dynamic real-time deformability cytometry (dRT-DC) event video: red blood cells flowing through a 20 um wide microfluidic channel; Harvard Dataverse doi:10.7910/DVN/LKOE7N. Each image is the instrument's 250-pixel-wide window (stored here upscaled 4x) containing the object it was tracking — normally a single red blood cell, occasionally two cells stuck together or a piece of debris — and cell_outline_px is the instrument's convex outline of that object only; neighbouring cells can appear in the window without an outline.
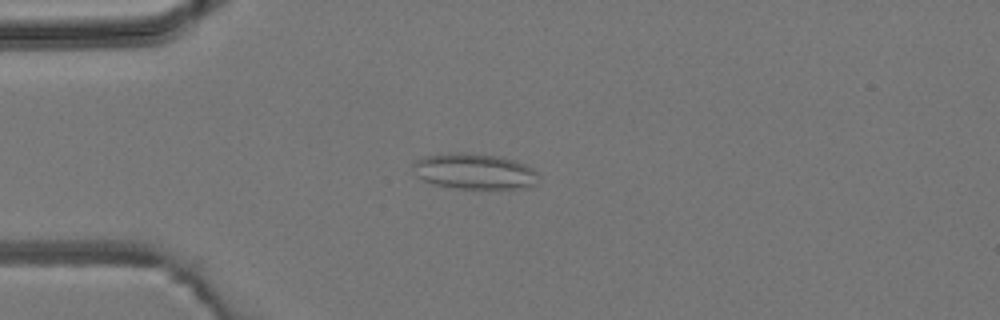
{"species": "common noctule bat (a hibernating species)", "species_latin": "Nyctalus noctula", "temperature_condition": "room temperature", "stored_images_in_passage": 5, "camera_frame_rate_fps": 3000, "um_per_image_px": 0.085, "animal": {"sex": "male", "body_mass_g": 19.2, "forearm_length_mm": 51.8}, "frame": {"image": 1, "passage_image": 3, "time_ms": 2.667, "image_size_px": [1000, 320], "cell_outline_px": [[540, 176], [536, 184], [524, 188], [456, 188], [432, 184], [416, 176], [412, 168], [412, 164], [416, 160], [424, 156], [448, 152], [460, 152], [500, 156], [516, 160], [532, 168]], "centroid_in_image_um": [40.31, 14.55], "position_along_channel_um": 44.7, "area_um2": 26.36}}